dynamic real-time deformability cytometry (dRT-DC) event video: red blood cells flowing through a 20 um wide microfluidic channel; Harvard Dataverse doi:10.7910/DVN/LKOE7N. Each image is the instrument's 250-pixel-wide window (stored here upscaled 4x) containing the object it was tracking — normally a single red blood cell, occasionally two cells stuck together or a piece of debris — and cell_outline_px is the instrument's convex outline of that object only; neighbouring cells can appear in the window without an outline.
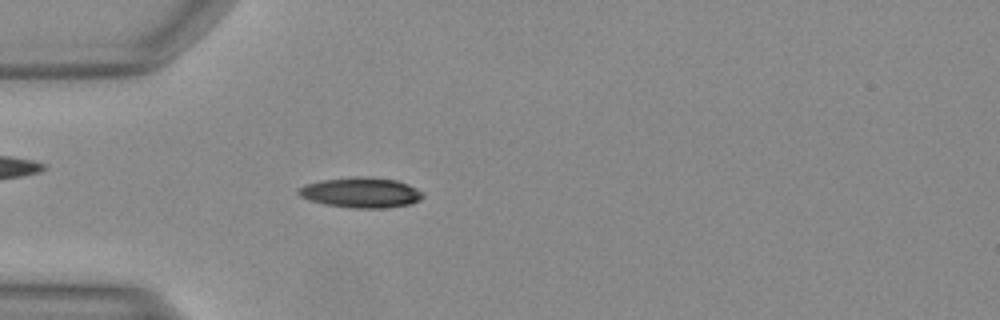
{"species": "Egyptian fruit bat (a non-hibernating species)", "species_latin": "Rousettus aegyptiacus", "temperature_condition": "warm", "stored_images_in_passage": 49, "camera_frame_rate_fps": 3000, "um_per_image_px": 0.085, "animal": {"sex": "female"}, "frame": {"image": 1, "passage_image": 14, "time_ms": 4.333, "image_size_px": [1000, 320], "cell_outline_px": [[424, 196], [420, 200], [412, 204], [384, 208], [352, 208], [324, 204], [300, 196], [296, 192], [296, 188], [304, 184], [320, 180], [360, 176], [364, 176], [396, 180], [408, 184], [416, 188]], "centroid_in_image_um": [30.66, 16.36], "position_along_channel_um": 54.3, "area_um2": 22.02}}
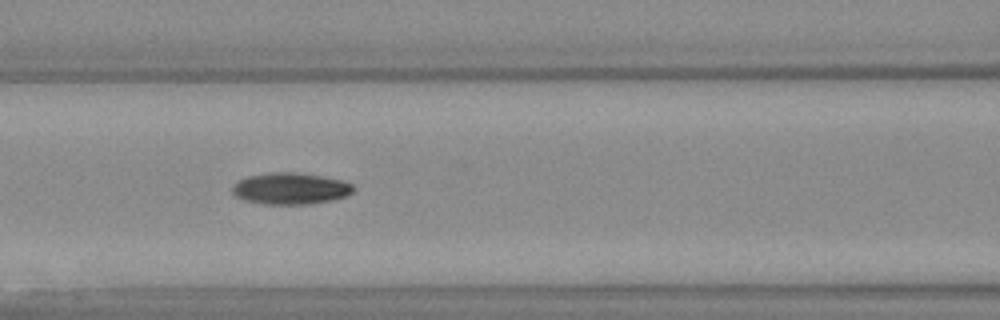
{"frame": {"image": 2, "passage_image": 21, "time_ms": 6.667, "image_size_px": [1000, 320], "cell_outline_px": [[356, 188], [348, 196], [332, 200], [308, 204], [264, 204], [244, 200], [236, 196], [232, 192], [232, 188], [240, 180], [248, 176], [272, 172], [296, 172], [320, 176], [340, 180], [352, 184]], "centroid_in_image_um": [24.71, 16.03], "position_along_channel_um": 141.9, "area_um2": 22.14}}
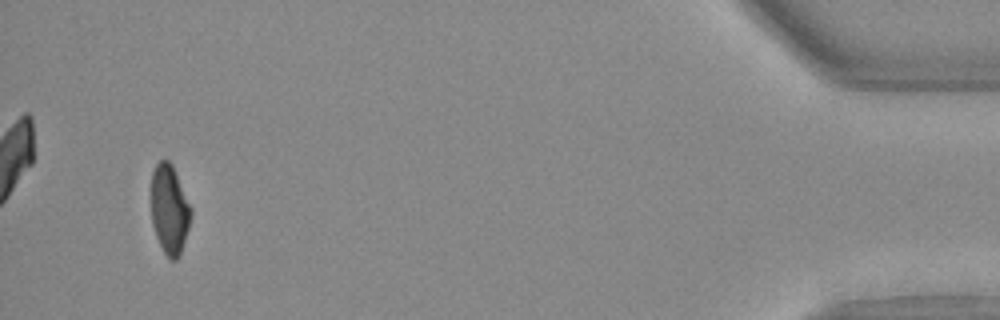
{"frame": {"image": 3, "passage_image": 47, "time_ms": 15.333, "image_size_px": [1000, 320], "cell_outline_px": [[192, 216], [180, 256], [176, 260], [168, 260], [156, 236], [152, 224], [152, 172], [156, 164], [160, 160], [168, 160], [172, 164], [192, 208]], "centroid_in_image_um": [14.42, 17.82], "position_along_channel_um": 420.8, "area_um2": 20.75}}